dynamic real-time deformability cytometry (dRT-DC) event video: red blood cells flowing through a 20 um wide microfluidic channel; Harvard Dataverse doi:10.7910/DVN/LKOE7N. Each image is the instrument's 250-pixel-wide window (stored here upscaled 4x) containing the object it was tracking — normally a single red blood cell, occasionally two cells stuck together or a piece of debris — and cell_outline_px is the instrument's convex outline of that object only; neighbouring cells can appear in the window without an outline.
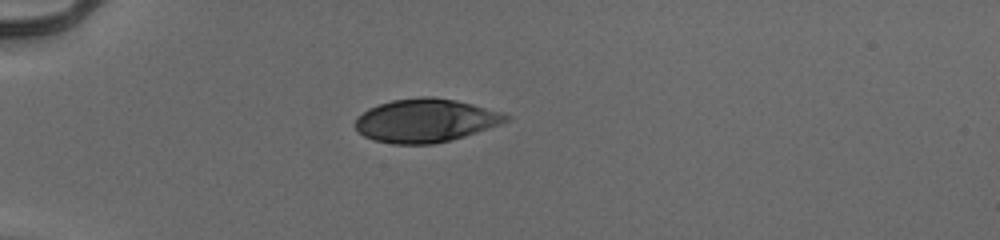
{"species": "human", "species_latin": "Homo sapiens", "temperature_condition": "cold", "stored_images_in_passage": 38, "camera_frame_rate_fps": 3000, "um_per_image_px": 0.085, "donor": {"sex": "male"}, "frame": {"image": 1, "passage_image": 1, "time_ms": 0.0, "image_size_px": [1000, 240], "cell_outline_px": [[512, 116], [508, 120], [500, 124], [452, 140], [432, 144], [392, 144], [376, 140], [364, 136], [356, 128], [356, 116], [368, 108], [392, 100], [420, 96], [432, 96], [456, 100], [472, 104], [500, 112]], "centroid_in_image_um": [36.16, 10.24], "position_along_channel_um": 48.8, "area_um2": 37.97}}
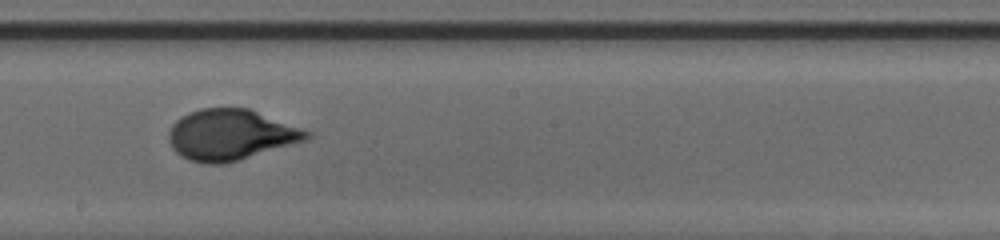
{"frame": {"image": 2, "passage_image": 17, "time_ms": 5.333, "image_size_px": [1000, 240], "cell_outline_px": [[312, 136], [304, 140], [240, 160], [224, 164], [204, 164], [188, 160], [180, 156], [172, 148], [168, 140], [168, 132], [172, 124], [180, 116], [188, 112], [200, 108], [248, 108], [312, 132]], "centroid_in_image_um": [19.55, 11.46], "position_along_channel_um": 228.7, "area_um2": 40.86}}
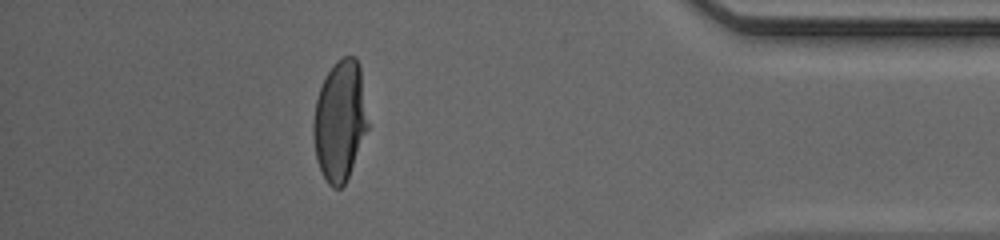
{"frame": {"image": 3, "passage_image": 33, "time_ms": 10.667, "image_size_px": [1000, 240], "cell_outline_px": [[368, 128], [348, 176], [344, 184], [340, 188], [332, 188], [328, 184], [316, 160], [312, 132], [312, 124], [316, 100], [324, 76], [336, 60], [344, 56], [356, 56], [360, 64], [368, 124]], "centroid_in_image_um": [28.87, 10.22], "position_along_channel_um": 406.3, "area_um2": 38.32}, "authors_computed_cell_mechanics": {"area_um2": 39.7086, "velocity_mm_per_s": 3.9599, "shape_relaxation_time_tau1_ms": 4.4052, "shape_relaxation_time_tau2_ms": null, "deformation_change_tau1": 0.213, "deformation_change_tau2": null}}